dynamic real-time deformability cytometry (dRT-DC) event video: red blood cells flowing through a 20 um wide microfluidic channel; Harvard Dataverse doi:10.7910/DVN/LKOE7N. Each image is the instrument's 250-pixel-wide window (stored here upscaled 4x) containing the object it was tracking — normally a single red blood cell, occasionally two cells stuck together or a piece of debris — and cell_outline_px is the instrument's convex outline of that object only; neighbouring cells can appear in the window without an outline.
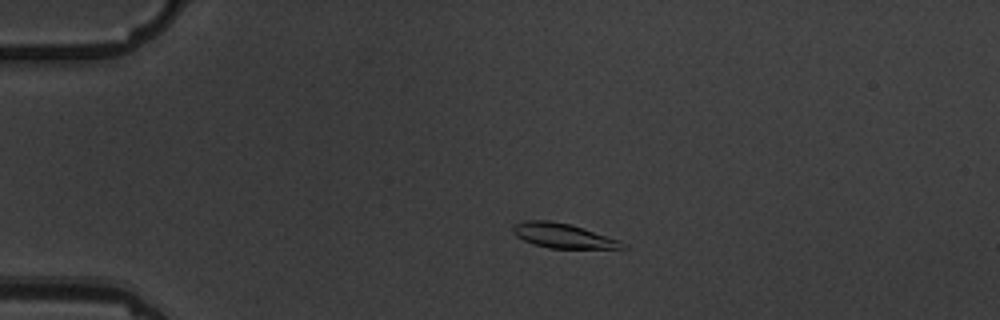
{"species": "common noctule bat (a hibernating species)", "species_latin": "Nyctalus noctula", "temperature_condition": "warm", "stored_images_in_passage": 3, "camera_frame_rate_fps": 3000, "um_per_image_px": 0.085, "animal": {"sex": "male", "body_mass_g": 19.5, "forearm_length_mm": 54.6}, "frame": {"image": 1, "passage_image": 1, "time_ms": 0.0, "image_size_px": [1000, 320], "cell_outline_px": [[628, 248], [548, 248], [524, 240], [516, 236], [512, 232], [512, 224], [524, 220], [548, 220], [568, 224], [584, 228], [620, 240], [628, 244]], "centroid_in_image_um": [47.86, 20.03], "position_along_channel_um": 37.1, "area_um2": 15.72}}
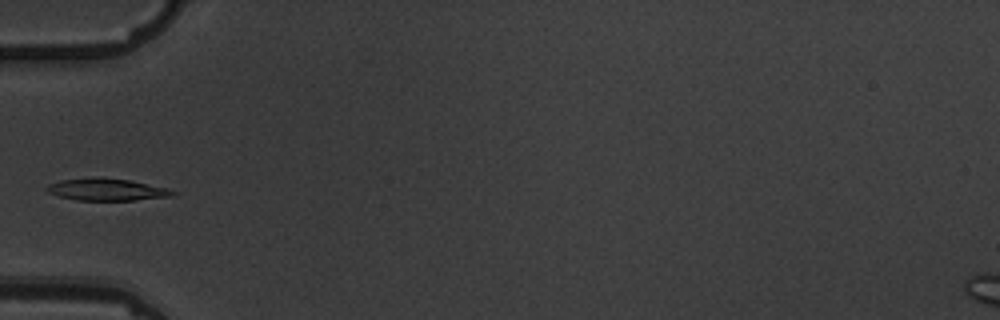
{"frame": {"image": 2, "passage_image": 3, "time_ms": 2.333, "image_size_px": [1000, 320], "cell_outline_px": [[176, 192], [172, 196], [132, 200], [76, 200], [60, 196], [48, 192], [44, 188], [48, 184], [60, 180], [128, 180], [168, 188]], "centroid_in_image_um": [9.09, 16.15], "position_along_channel_um": 75.9, "area_um2": 15.2}}